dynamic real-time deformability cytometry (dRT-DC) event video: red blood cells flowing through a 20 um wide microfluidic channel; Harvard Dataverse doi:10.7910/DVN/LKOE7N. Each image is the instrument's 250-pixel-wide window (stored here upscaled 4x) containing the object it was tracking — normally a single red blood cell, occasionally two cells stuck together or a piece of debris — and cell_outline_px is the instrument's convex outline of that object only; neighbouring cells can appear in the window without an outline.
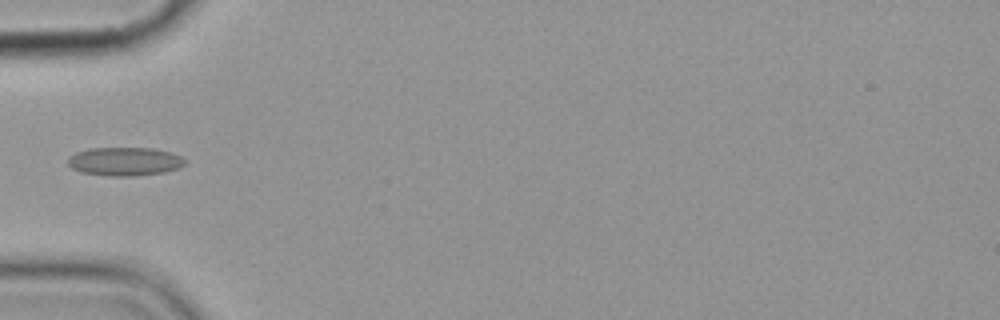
{"species": "common noctule bat (a hibernating species)", "species_latin": "Nyctalus noctula", "temperature_condition": "cold", "stored_images_in_passage": 2, "camera_frame_rate_fps": 3000, "um_per_image_px": 0.085, "animal": {"sex": "female", "body_mass_g": 19.9}, "frame": {"image": 1, "passage_image": 2, "time_ms": 1.667, "image_size_px": [1000, 320], "cell_outline_px": [[184, 164], [180, 168], [164, 172], [132, 176], [108, 176], [80, 172], [72, 168], [68, 164], [68, 156], [76, 152], [92, 148], [152, 148], [172, 152], [180, 156], [184, 160]], "centroid_in_image_um": [10.58, 13.72], "position_along_channel_um": 74.4, "area_um2": 19.48}}